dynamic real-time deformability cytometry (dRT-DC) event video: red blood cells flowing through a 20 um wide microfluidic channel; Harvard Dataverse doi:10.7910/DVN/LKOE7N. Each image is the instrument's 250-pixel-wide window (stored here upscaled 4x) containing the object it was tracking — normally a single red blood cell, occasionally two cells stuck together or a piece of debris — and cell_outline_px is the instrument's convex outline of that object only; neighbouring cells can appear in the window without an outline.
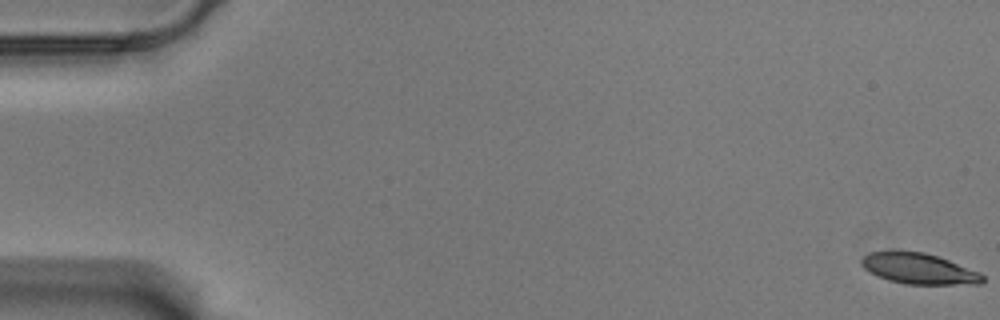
{"species": "Egyptian fruit bat (a non-hibernating species)", "species_latin": "Rousettus aegyptiacus", "temperature_condition": "warm", "stored_images_in_passage": 59, "camera_frame_rate_fps": 3000, "um_per_image_px": 0.085, "animal": {"sex": "male"}, "frame": {"image": 1, "passage_image": 1, "time_ms": 0.0, "image_size_px": [1000, 320], "cell_outline_px": [[984, 280], [980, 284], [904, 284], [888, 280], [876, 276], [864, 268], [860, 264], [860, 260], [868, 252], [924, 252], [948, 260], [980, 272], [984, 276]], "centroid_in_image_um": [78.09, 22.85], "position_along_channel_um": 6.9, "area_um2": 21.5}}
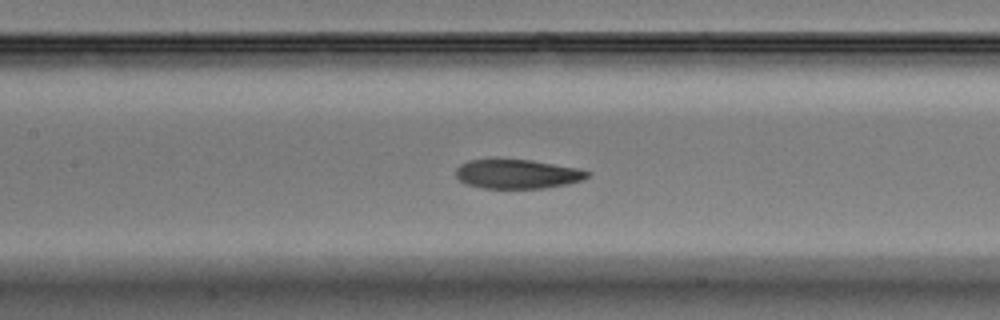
{"frame": {"image": 2, "passage_image": 28, "time_ms": 9.0, "image_size_px": [1000, 320], "cell_outline_px": [[592, 172], [584, 180], [568, 184], [544, 188], [480, 188], [468, 184], [460, 180], [456, 176], [456, 168], [460, 164], [468, 160], [496, 156], [532, 160], [576, 168]], "centroid_in_image_um": [43.93, 14.75], "position_along_channel_um": 163.5, "area_um2": 23.18}}
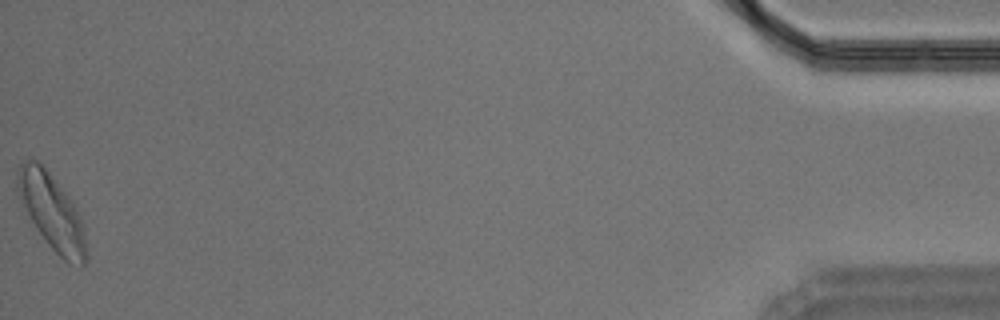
{"frame": {"image": 3, "passage_image": 59, "time_ms": 19.333, "image_size_px": [1000, 320], "cell_outline_px": [[88, 260], [84, 264], [68, 264], [48, 244], [36, 228], [16, 192], [16, 172], [20, 164], [24, 160], [36, 160], [48, 172], [68, 196], [84, 228], [88, 252]], "centroid_in_image_um": [4.39, 18.04], "position_along_channel_um": 430.8, "area_um2": 29.77}, "authors_computed_cell_mechanics": {"area_um2": 23.1778, "velocity_mm_per_s": 3.4989, "shape_relaxation_time_tau1_ms": 4.5889, "shape_relaxation_time_tau2_ms": 2.523, "deformation_change_tau1": 0.1506, "deformation_change_tau2": 0.0853}}